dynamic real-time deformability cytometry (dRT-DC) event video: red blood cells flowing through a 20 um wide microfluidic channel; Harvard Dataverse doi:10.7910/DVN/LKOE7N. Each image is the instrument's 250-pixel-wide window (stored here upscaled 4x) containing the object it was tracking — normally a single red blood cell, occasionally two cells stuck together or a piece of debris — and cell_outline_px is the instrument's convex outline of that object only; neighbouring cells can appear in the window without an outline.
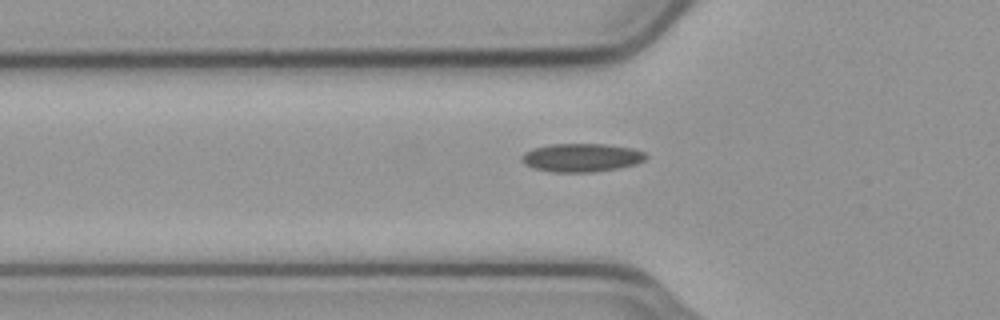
{"species": "common noctule bat (a hibernating species)", "species_latin": "Nyctalus noctula", "temperature_condition": "cold", "stored_images_in_passage": 36, "camera_frame_rate_fps": 3000, "um_per_image_px": 0.085, "animal": {"sex": "male", "body_mass_g": 23.1, "forearm_length_mm": 52.7}, "frame": {"image": 1, "passage_image": 7, "time_ms": 2.0, "image_size_px": [1000, 320], "cell_outline_px": [[648, 156], [644, 160], [636, 164], [616, 168], [592, 172], [552, 172], [536, 168], [524, 164], [520, 160], [520, 156], [524, 152], [532, 148], [552, 144], [604, 144], [632, 148], [644, 152]], "centroid_in_image_um": [49.4, 13.39], "position_along_channel_um": 76.4, "area_um2": 20.52}}
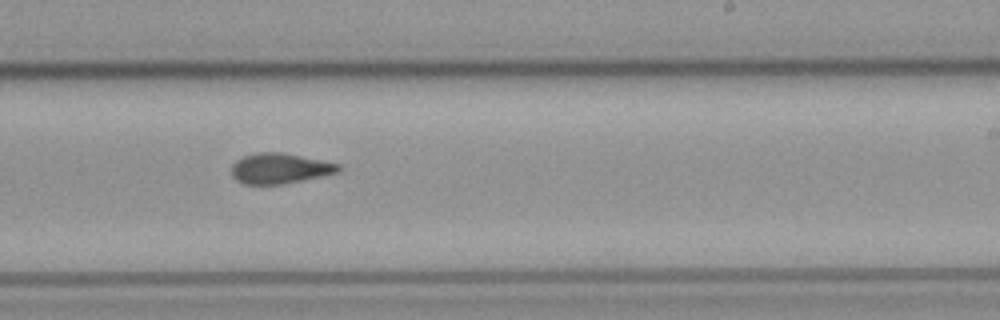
{"frame": {"image": 2, "passage_image": 22, "time_ms": 7.0, "image_size_px": [1000, 320], "cell_outline_px": [[340, 168], [336, 172], [320, 176], [284, 184], [244, 184], [236, 180], [232, 176], [232, 164], [236, 160], [244, 156], [256, 152], [284, 152], [340, 164]], "centroid_in_image_um": [23.74, 14.3], "position_along_channel_um": 265.3, "area_um2": 18.84}}
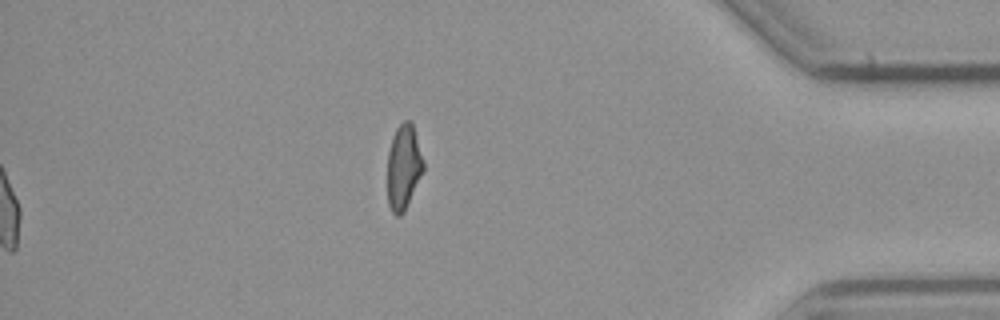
{"frame": {"image": 3, "passage_image": 36, "time_ms": 11.667, "image_size_px": [1000, 320], "cell_outline_px": [[424, 168], [404, 212], [400, 216], [396, 216], [392, 212], [388, 204], [388, 152], [392, 136], [396, 128], [404, 120], [408, 120], [412, 124], [424, 160]], "centroid_in_image_um": [34.29, 14.2], "position_along_channel_um": 400.9, "area_um2": 17.63}, "authors_computed_cell_mechanics": {"area_um2": 19.1318, "velocity_mm_per_s": 3.7473, "shape_relaxation_time_tau1_ms": null, "shape_relaxation_time_tau2_ms": 2.6706, "deformation_change_tau1": null, "deformation_change_tau2": 0.0877}}